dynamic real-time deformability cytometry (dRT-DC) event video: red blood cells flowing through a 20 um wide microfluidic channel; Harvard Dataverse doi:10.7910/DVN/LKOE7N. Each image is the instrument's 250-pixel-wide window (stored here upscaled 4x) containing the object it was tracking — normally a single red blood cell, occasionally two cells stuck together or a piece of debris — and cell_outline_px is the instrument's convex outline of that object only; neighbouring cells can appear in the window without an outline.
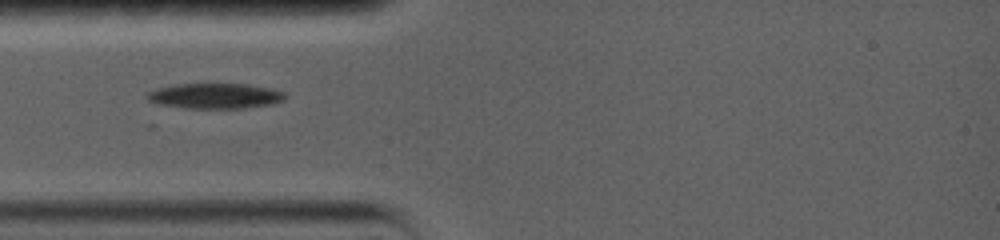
{"species": "common noctule bat (a hibernating species)", "species_latin": "Nyctalus noctula", "temperature_condition": "warm", "stored_images_in_passage": 44, "camera_frame_rate_fps": 5000, "um_per_image_px": 0.085, "animal": {"sex": "female", "body_mass_g": 19.0, "forearm_length_mm": 56.7}, "frame": {"image": 1, "passage_image": 1, "time_ms": 0.0, "image_size_px": [1000, 240], "cell_outline_px": [[284, 100], [276, 104], [244, 108], [184, 108], [156, 104], [148, 100], [144, 96], [148, 92], [156, 88], [176, 84], [248, 84], [268, 88], [284, 92]], "centroid_in_image_um": [18.24, 8.16], "position_along_channel_um": 66.8, "area_um2": 20.52}}
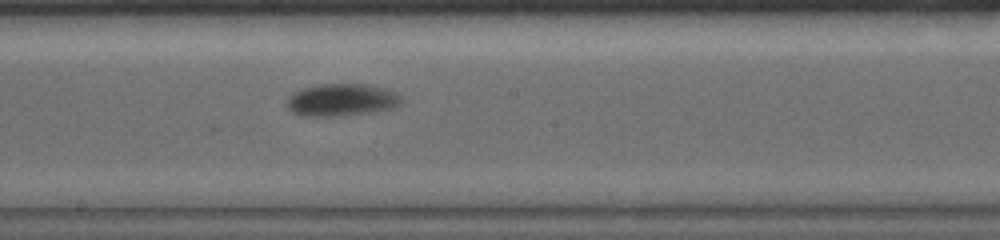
{"frame": {"image": 2, "passage_image": 25, "time_ms": 4.4, "image_size_px": [1000, 240], "cell_outline_px": [[404, 100], [396, 108], [376, 112], [340, 116], [300, 116], [292, 112], [288, 108], [288, 100], [296, 92], [304, 88], [320, 84], [360, 84], [380, 88], [392, 92], [400, 96]], "centroid_in_image_um": [29.07, 8.52], "position_along_channel_um": 219.1, "area_um2": 21.39}}
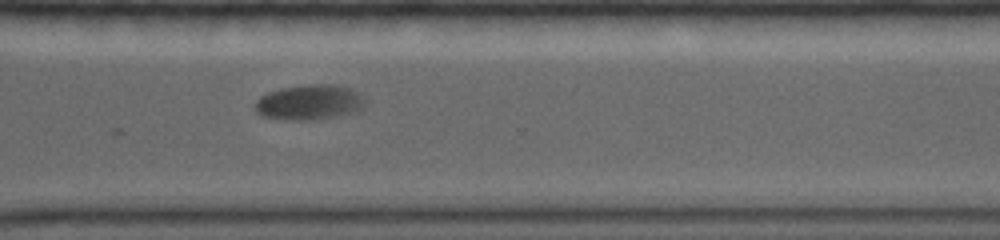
{"frame": {"image": 3, "passage_image": 43, "time_ms": 8.0, "image_size_px": [1000, 240], "cell_outline_px": [[364, 108], [356, 112], [332, 116], [304, 120], [292, 120], [264, 116], [256, 112], [256, 100], [260, 96], [268, 92], [280, 88], [308, 84], [336, 84], [360, 92], [364, 100]], "centroid_in_image_um": [26.31, 8.67], "position_along_channel_um": 344.3, "area_um2": 22.37}}